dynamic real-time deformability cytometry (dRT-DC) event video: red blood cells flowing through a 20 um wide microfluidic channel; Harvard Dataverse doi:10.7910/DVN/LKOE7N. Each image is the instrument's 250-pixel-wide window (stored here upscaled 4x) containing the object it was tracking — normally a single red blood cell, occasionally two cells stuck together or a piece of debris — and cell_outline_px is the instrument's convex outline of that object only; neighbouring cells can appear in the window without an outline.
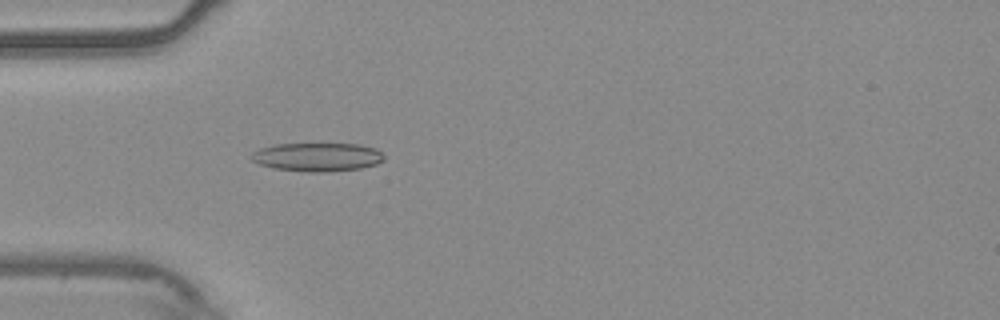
{"species": "common noctule bat (a hibernating species)", "species_latin": "Nyctalus noctula", "temperature_condition": "warm", "stored_images_in_passage": 39, "camera_frame_rate_fps": 3000, "um_per_image_px": 0.085, "animal": {"sex": "male", "body_mass_g": 20.4}, "frame": {"image": 1, "passage_image": 1, "time_ms": 0.0, "image_size_px": [1000, 320], "cell_outline_px": [[384, 160], [376, 164], [360, 168], [328, 172], [308, 172], [276, 168], [260, 164], [252, 160], [248, 156], [252, 152], [260, 148], [276, 144], [360, 144], [376, 148], [384, 156]], "centroid_in_image_um": [26.97, 13.34], "position_along_channel_um": 58.0, "area_um2": 22.08}}
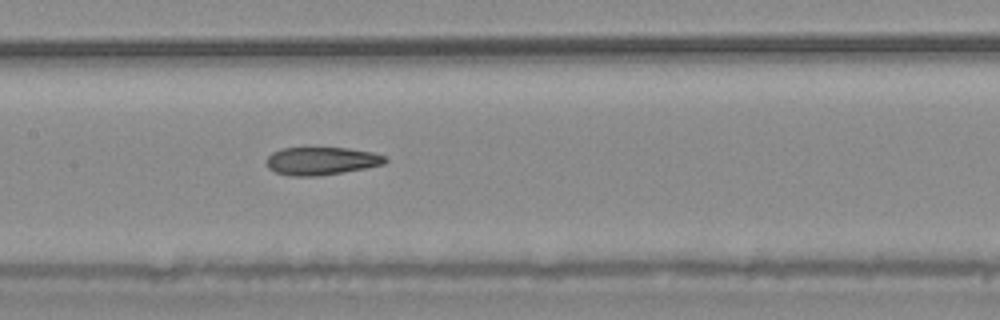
{"frame": {"image": 2, "passage_image": 11, "time_ms": 3.333, "image_size_px": [1000, 320], "cell_outline_px": [[388, 160], [384, 164], [364, 168], [316, 176], [288, 176], [276, 172], [268, 168], [264, 160], [272, 152], [280, 148], [348, 148], [372, 152], [388, 156]], "centroid_in_image_um": [27.29, 13.67], "position_along_channel_um": 180.1, "area_um2": 19.36}}
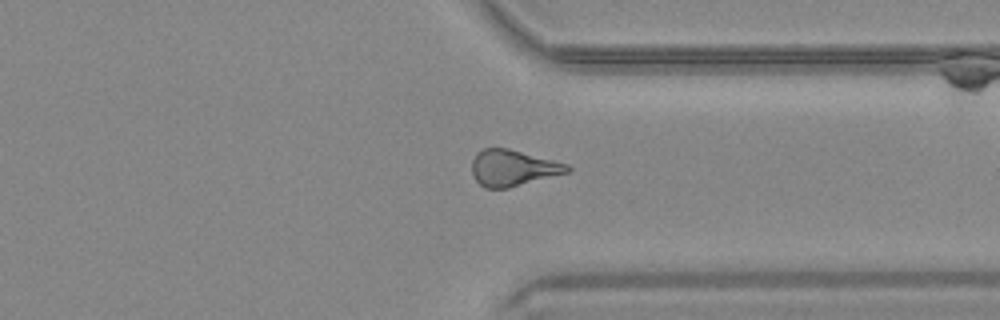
{"frame": {"image": 3, "passage_image": 26, "time_ms": 8.333, "image_size_px": [1000, 320], "cell_outline_px": [[572, 168], [568, 172], [508, 188], [484, 188], [476, 180], [472, 172], [472, 160], [476, 152], [484, 148], [508, 148], [568, 164]], "centroid_in_image_um": [43.57, 14.27], "position_along_channel_um": 367.8, "area_um2": 20.0}, "authors_computed_cell_mechanics": {"area_um2": 20.23, "velocity_mm_per_s": 3.7743, "shape_relaxation_time_tau1_ms": null, "shape_relaxation_time_tau2_ms": 4.363, "deformation_change_tau1": null, "deformation_change_tau2": 0.1461}}